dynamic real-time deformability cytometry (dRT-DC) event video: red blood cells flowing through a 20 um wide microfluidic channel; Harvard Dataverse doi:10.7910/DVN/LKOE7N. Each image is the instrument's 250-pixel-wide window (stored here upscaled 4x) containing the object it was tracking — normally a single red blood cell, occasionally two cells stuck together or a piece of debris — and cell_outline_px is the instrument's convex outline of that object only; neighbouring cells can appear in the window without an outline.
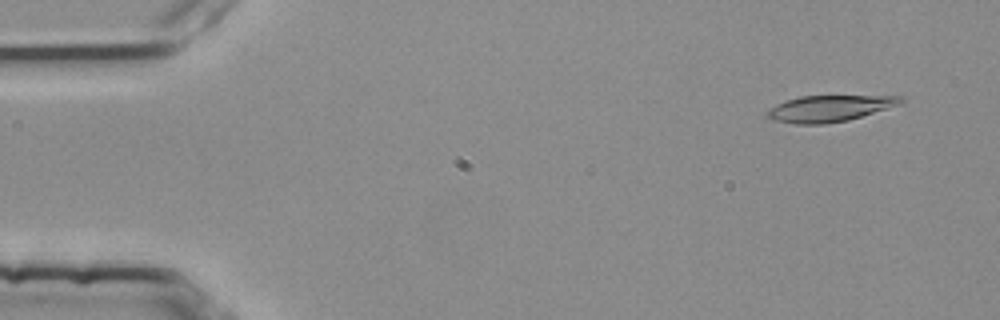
{"species": "common noctule bat (a hibernating species)", "species_latin": "Nyctalus noctula", "temperature_condition": "room temperature", "stored_images_in_passage": 54, "camera_frame_rate_fps": 3000, "um_per_image_px": 0.085, "animal": {"sex": "female", "body_mass_g": 25.1}, "frame": {"image": 1, "passage_image": 4, "time_ms": 1.0, "image_size_px": [1000, 320], "cell_outline_px": [[904, 100], [900, 104], [888, 108], [848, 120], [824, 124], [796, 124], [772, 120], [764, 112], [776, 104], [800, 96], [904, 96]], "centroid_in_image_um": [70.48, 9.22], "position_along_channel_um": 14.5, "area_um2": 20.35}}
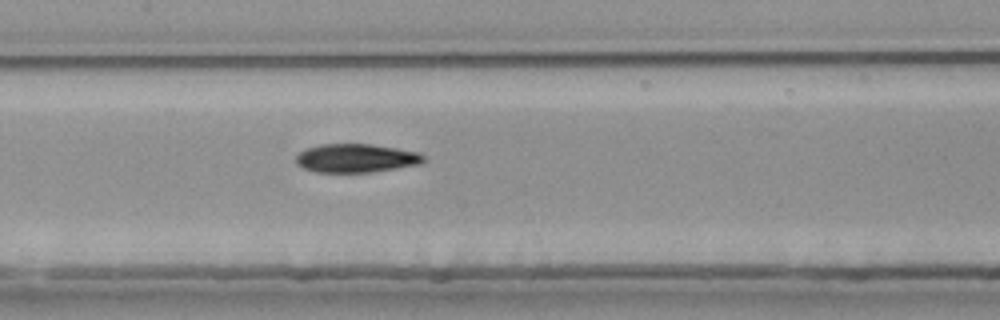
{"frame": {"image": 2, "passage_image": 26, "time_ms": 8.333, "image_size_px": [1000, 320], "cell_outline_px": [[424, 160], [420, 164], [372, 172], [316, 172], [304, 168], [296, 164], [296, 156], [304, 148], [320, 144], [372, 144], [396, 148], [416, 152], [424, 156]], "centroid_in_image_um": [30.22, 13.44], "position_along_channel_um": 177.2, "area_um2": 21.21}}
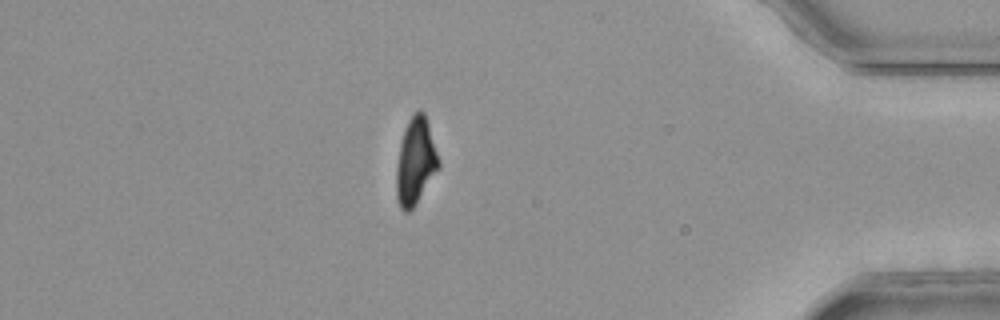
{"frame": {"image": 3, "passage_image": 47, "time_ms": 15.333, "image_size_px": [1000, 320], "cell_outline_px": [[440, 168], [412, 208], [408, 212], [404, 212], [400, 208], [396, 196], [396, 168], [400, 144], [404, 128], [408, 120], [420, 108], [424, 112], [440, 160]], "centroid_in_image_um": [35.32, 13.71], "position_along_channel_um": 399.9, "area_um2": 21.33}, "authors_computed_cell_mechanics": {"area_um2": 21.386, "velocity_mm_per_s": 3.7921, "shape_relaxation_time_tau1_ms": 6.6008, "shape_relaxation_time_tau2_ms": 2.5449, "deformation_change_tau1": 0.2141, "deformation_change_tau2": 0.099}}